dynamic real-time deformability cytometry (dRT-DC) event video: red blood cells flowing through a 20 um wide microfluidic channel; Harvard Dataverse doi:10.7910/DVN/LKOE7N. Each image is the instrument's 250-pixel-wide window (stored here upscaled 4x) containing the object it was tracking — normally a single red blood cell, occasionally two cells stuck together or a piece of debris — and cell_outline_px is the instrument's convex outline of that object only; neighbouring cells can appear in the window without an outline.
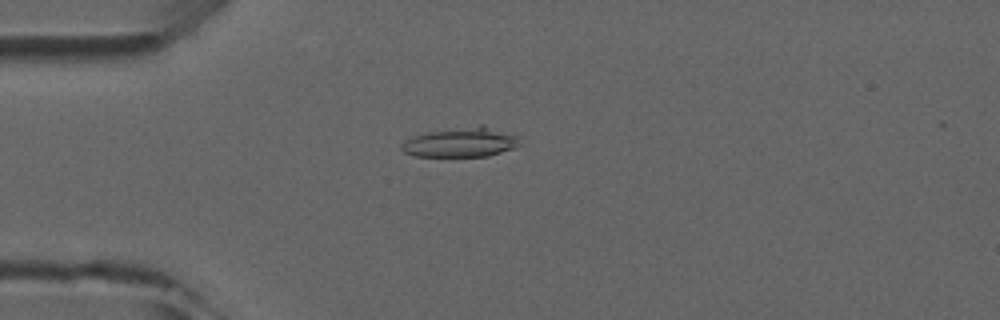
{"species": "common noctule bat (a hibernating species)", "species_latin": "Nyctalus noctula", "temperature_condition": "room temperature", "stored_images_in_passage": 3, "camera_frame_rate_fps": 3000, "um_per_image_px": 0.085, "animal": {"sex": "male", "forearm_length_mm": 52.5}, "frame": {"image": 1, "passage_image": 3, "time_ms": 2.333, "image_size_px": [1000, 320], "cell_outline_px": [[520, 144], [512, 148], [488, 156], [416, 156], [404, 152], [400, 148], [400, 144], [404, 140], [412, 136], [428, 132], [480, 124], [484, 124], [520, 136]], "centroid_in_image_um": [39.19, 12.07], "position_along_channel_um": 45.8, "area_um2": 20.58}}